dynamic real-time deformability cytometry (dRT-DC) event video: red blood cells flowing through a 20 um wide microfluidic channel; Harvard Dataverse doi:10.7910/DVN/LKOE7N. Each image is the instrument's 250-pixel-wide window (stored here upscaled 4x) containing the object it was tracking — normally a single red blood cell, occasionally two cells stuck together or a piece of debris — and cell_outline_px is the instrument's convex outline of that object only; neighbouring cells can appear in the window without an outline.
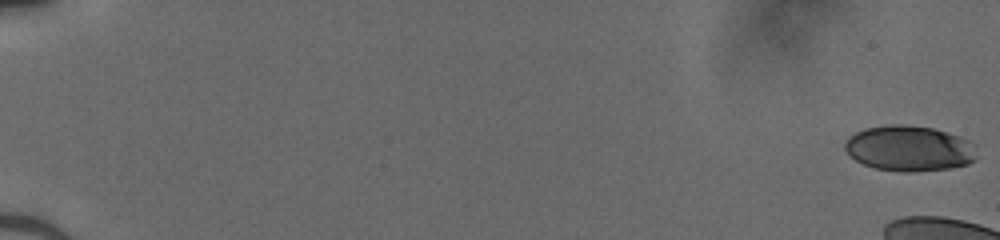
{"species": "human", "species_latin": "Homo sapiens", "temperature_condition": "cold", "stored_images_in_passage": 16, "camera_frame_rate_fps": 3000, "um_per_image_px": 0.085, "donor": {"sex": "male"}, "frame": {"image": 1, "passage_image": 1, "time_ms": 0.0, "image_size_px": [1000, 240], "cell_outline_px": [[976, 156], [968, 164], [948, 168], [912, 172], [900, 172], [876, 168], [864, 164], [856, 160], [844, 148], [844, 144], [848, 136], [864, 128], [888, 124], [904, 124], [932, 128], [960, 136], [976, 144]], "centroid_in_image_um": [77.28, 12.6], "position_along_channel_um": 7.7, "area_um2": 35.08}}
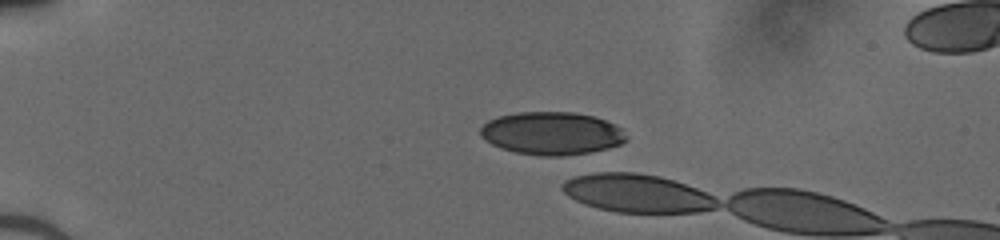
{"frame": {"image": 2, "passage_image": 14, "time_ms": 4.333, "image_size_px": [1000, 240], "cell_outline_px": [[628, 140], [620, 144], [608, 148], [588, 152], [564, 156], [540, 156], [516, 152], [500, 148], [492, 144], [480, 136], [480, 128], [488, 120], [500, 116], [516, 112], [572, 112], [596, 116], [624, 128], [628, 136]], "centroid_in_image_um": [46.94, 11.33], "position_along_channel_um": 38.1, "area_um2": 36.76}}